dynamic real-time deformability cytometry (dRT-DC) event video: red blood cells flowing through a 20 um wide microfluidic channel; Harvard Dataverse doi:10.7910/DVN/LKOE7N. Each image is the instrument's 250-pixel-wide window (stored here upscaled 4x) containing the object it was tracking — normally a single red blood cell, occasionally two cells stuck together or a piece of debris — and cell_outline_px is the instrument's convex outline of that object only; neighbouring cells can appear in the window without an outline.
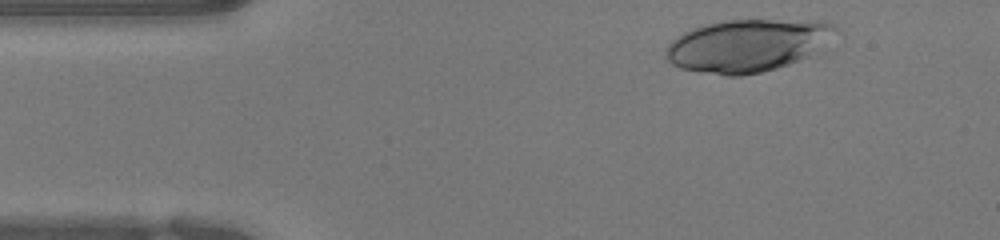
{"species": "human", "species_latin": "Homo sapiens", "temperature_condition": "warm", "stored_images_in_passage": 46, "camera_frame_rate_fps": 3000, "um_per_image_px": 0.085, "donor": {"sex": "female"}, "frame": {"image": 1, "passage_image": 2, "time_ms": 0.333, "image_size_px": [1000, 240], "cell_outline_px": [[836, 28], [808, 56], [800, 60], [776, 68], [760, 72], [740, 76], [724, 76], [680, 68], [672, 64], [668, 60], [664, 52], [668, 44], [676, 36], [692, 28], [704, 24], [728, 20], [824, 20], [832, 24]], "centroid_in_image_um": [63.42, 3.86], "position_along_channel_um": 21.6, "area_um2": 51.27}}
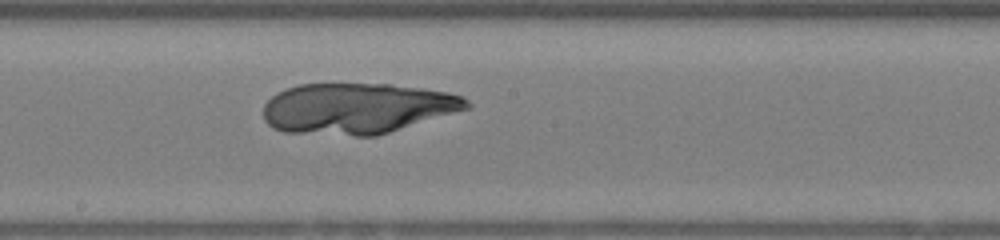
{"frame": {"image": 2, "passage_image": 22, "time_ms": 7.0, "image_size_px": [1000, 240], "cell_outline_px": [[472, 108], [376, 136], [356, 136], [284, 132], [272, 128], [264, 120], [264, 104], [276, 92], [300, 84], [388, 84], [420, 88], [448, 92], [464, 96], [472, 104]], "centroid_in_image_um": [30.38, 9.22], "position_along_channel_um": 217.8, "area_um2": 60.52}}
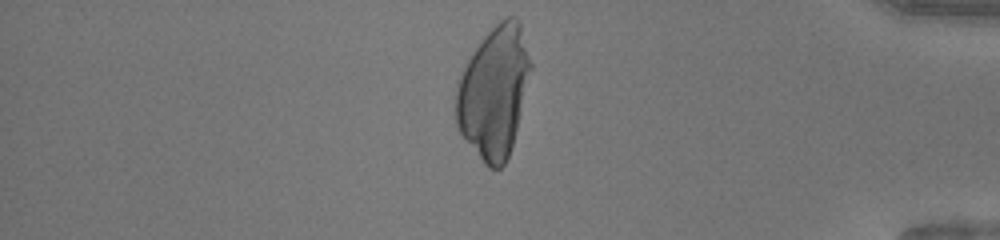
{"frame": {"image": 3, "passage_image": 38, "time_ms": 12.333, "image_size_px": [1000, 240], "cell_outline_px": [[532, 68], [512, 144], [508, 156], [504, 164], [500, 168], [488, 168], [484, 164], [460, 132], [456, 124], [456, 80], [468, 60], [484, 36], [504, 16], [516, 16], [520, 24], [532, 64]], "centroid_in_image_um": [41.98, 7.8], "position_along_channel_um": 393.2, "area_um2": 56.64}}